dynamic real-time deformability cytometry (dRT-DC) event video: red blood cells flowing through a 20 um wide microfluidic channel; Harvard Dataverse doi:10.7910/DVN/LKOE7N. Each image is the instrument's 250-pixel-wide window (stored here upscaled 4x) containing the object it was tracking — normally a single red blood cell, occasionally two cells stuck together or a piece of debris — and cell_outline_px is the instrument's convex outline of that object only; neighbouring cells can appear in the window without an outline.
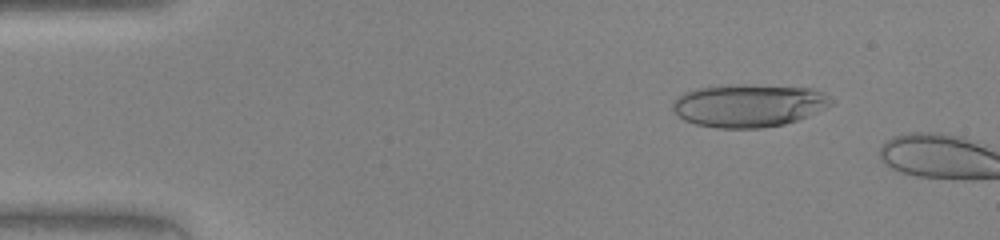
{"species": "human", "species_latin": "Homo sapiens", "temperature_condition": "warm", "stored_images_in_passage": 9, "camera_frame_rate_fps": 3000, "um_per_image_px": 0.085, "donor": {"sex": "female"}, "frame": {"image": 1, "passage_image": 6, "time_ms": 1.667, "image_size_px": [1000, 240], "cell_outline_px": [[836, 100], [832, 104], [824, 108], [796, 120], [784, 124], [760, 128], [716, 128], [696, 124], [684, 120], [672, 108], [672, 100], [684, 92], [696, 88], [728, 84], [756, 84], [812, 88], [824, 92]], "centroid_in_image_um": [63.64, 8.94], "position_along_channel_um": 21.4, "area_um2": 40.0}}